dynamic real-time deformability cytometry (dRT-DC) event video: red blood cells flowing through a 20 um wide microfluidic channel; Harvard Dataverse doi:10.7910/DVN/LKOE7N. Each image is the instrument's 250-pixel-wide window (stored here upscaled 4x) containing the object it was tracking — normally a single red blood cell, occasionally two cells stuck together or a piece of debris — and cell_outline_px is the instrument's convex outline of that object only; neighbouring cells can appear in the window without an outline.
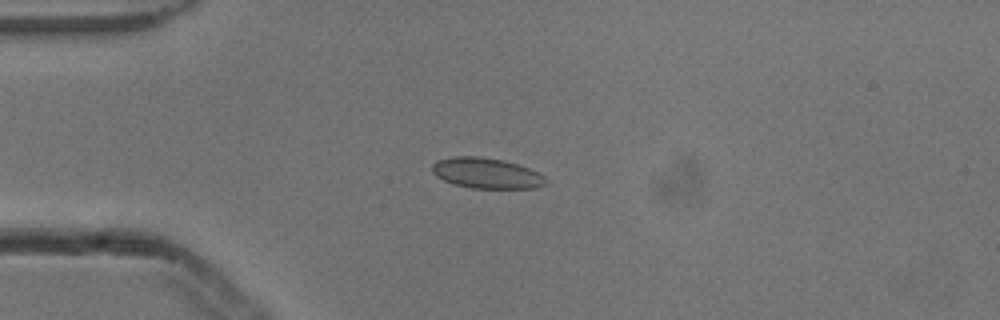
{"species": "common noctule bat (a hibernating species)", "species_latin": "Nyctalus noctula", "temperature_condition": "cold", "stored_images_in_passage": 5, "camera_frame_rate_fps": 3000, "um_per_image_px": 0.085, "animal": {"sex": "male", "body_mass_g": 13.3}, "frame": {"image": 1, "passage_image": 4, "time_ms": 1.0, "image_size_px": [1000, 320], "cell_outline_px": [[548, 184], [536, 188], [472, 188], [452, 184], [436, 176], [432, 172], [432, 164], [436, 160], [452, 156], [480, 156], [504, 160], [528, 168], [544, 176], [548, 180]], "centroid_in_image_um": [41.33, 14.72], "position_along_channel_um": 43.7, "area_um2": 20.4}}